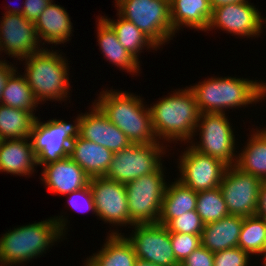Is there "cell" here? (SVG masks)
<instances>
[{
  "instance_id": "8d00e7d4",
  "label": "cell",
  "mask_w": 266,
  "mask_h": 266,
  "mask_svg": "<svg viewBox=\"0 0 266 266\" xmlns=\"http://www.w3.org/2000/svg\"><path fill=\"white\" fill-rule=\"evenodd\" d=\"M180 266H214V253L200 246Z\"/></svg>"
},
{
  "instance_id": "d590c367",
  "label": "cell",
  "mask_w": 266,
  "mask_h": 266,
  "mask_svg": "<svg viewBox=\"0 0 266 266\" xmlns=\"http://www.w3.org/2000/svg\"><path fill=\"white\" fill-rule=\"evenodd\" d=\"M68 195L67 204L70 205V208L80 213H85L84 211H92L96 216L93 193L89 184L84 188L67 194V196Z\"/></svg>"
},
{
  "instance_id": "4fadbf2b",
  "label": "cell",
  "mask_w": 266,
  "mask_h": 266,
  "mask_svg": "<svg viewBox=\"0 0 266 266\" xmlns=\"http://www.w3.org/2000/svg\"><path fill=\"white\" fill-rule=\"evenodd\" d=\"M127 237L137 258L160 265L180 266L173 252L170 232L158 223L134 224Z\"/></svg>"
},
{
  "instance_id": "5bb4252c",
  "label": "cell",
  "mask_w": 266,
  "mask_h": 266,
  "mask_svg": "<svg viewBox=\"0 0 266 266\" xmlns=\"http://www.w3.org/2000/svg\"><path fill=\"white\" fill-rule=\"evenodd\" d=\"M93 193L96 216L113 226L130 225L125 184L102 177L89 180Z\"/></svg>"
},
{
  "instance_id": "4dcf8cb0",
  "label": "cell",
  "mask_w": 266,
  "mask_h": 266,
  "mask_svg": "<svg viewBox=\"0 0 266 266\" xmlns=\"http://www.w3.org/2000/svg\"><path fill=\"white\" fill-rule=\"evenodd\" d=\"M238 247L266 261V221L257 215L244 217Z\"/></svg>"
},
{
  "instance_id": "277c9868",
  "label": "cell",
  "mask_w": 266,
  "mask_h": 266,
  "mask_svg": "<svg viewBox=\"0 0 266 266\" xmlns=\"http://www.w3.org/2000/svg\"><path fill=\"white\" fill-rule=\"evenodd\" d=\"M117 90H103L95 104L132 144L156 143L151 112L140 96ZM139 97V98H138Z\"/></svg>"
},
{
  "instance_id": "60d3db41",
  "label": "cell",
  "mask_w": 266,
  "mask_h": 266,
  "mask_svg": "<svg viewBox=\"0 0 266 266\" xmlns=\"http://www.w3.org/2000/svg\"><path fill=\"white\" fill-rule=\"evenodd\" d=\"M209 1H210L211 8L213 9L223 4L242 2L245 0H209Z\"/></svg>"
},
{
  "instance_id": "4316f807",
  "label": "cell",
  "mask_w": 266,
  "mask_h": 266,
  "mask_svg": "<svg viewBox=\"0 0 266 266\" xmlns=\"http://www.w3.org/2000/svg\"><path fill=\"white\" fill-rule=\"evenodd\" d=\"M253 130L241 153L237 154L236 167L241 171L266 180V134Z\"/></svg>"
},
{
  "instance_id": "f1b7e54d",
  "label": "cell",
  "mask_w": 266,
  "mask_h": 266,
  "mask_svg": "<svg viewBox=\"0 0 266 266\" xmlns=\"http://www.w3.org/2000/svg\"><path fill=\"white\" fill-rule=\"evenodd\" d=\"M115 31L119 43L131 53L139 61V53L146 47L156 50L158 46L147 37L138 27H136L131 21H128L118 16L115 21L113 19L101 16ZM145 47V48H144Z\"/></svg>"
},
{
  "instance_id": "2e32d148",
  "label": "cell",
  "mask_w": 266,
  "mask_h": 266,
  "mask_svg": "<svg viewBox=\"0 0 266 266\" xmlns=\"http://www.w3.org/2000/svg\"><path fill=\"white\" fill-rule=\"evenodd\" d=\"M0 20V48L8 56L21 60L42 50L35 24L22 14L5 13ZM41 47V48H40ZM40 48V49H39Z\"/></svg>"
},
{
  "instance_id": "83f0119b",
  "label": "cell",
  "mask_w": 266,
  "mask_h": 266,
  "mask_svg": "<svg viewBox=\"0 0 266 266\" xmlns=\"http://www.w3.org/2000/svg\"><path fill=\"white\" fill-rule=\"evenodd\" d=\"M37 116L0 104V140L29 138Z\"/></svg>"
},
{
  "instance_id": "b9f144b4",
  "label": "cell",
  "mask_w": 266,
  "mask_h": 266,
  "mask_svg": "<svg viewBox=\"0 0 266 266\" xmlns=\"http://www.w3.org/2000/svg\"><path fill=\"white\" fill-rule=\"evenodd\" d=\"M134 266H160L142 259L137 258V260L135 261Z\"/></svg>"
},
{
  "instance_id": "5b68a950",
  "label": "cell",
  "mask_w": 266,
  "mask_h": 266,
  "mask_svg": "<svg viewBox=\"0 0 266 266\" xmlns=\"http://www.w3.org/2000/svg\"><path fill=\"white\" fill-rule=\"evenodd\" d=\"M63 57L62 54L43 47L42 50L23 58L26 61L23 75L39 104L48 99L62 101L70 97L69 63Z\"/></svg>"
},
{
  "instance_id": "cb8c5ba5",
  "label": "cell",
  "mask_w": 266,
  "mask_h": 266,
  "mask_svg": "<svg viewBox=\"0 0 266 266\" xmlns=\"http://www.w3.org/2000/svg\"><path fill=\"white\" fill-rule=\"evenodd\" d=\"M212 16L209 0H171L170 17L174 33L180 27L207 31Z\"/></svg>"
},
{
  "instance_id": "f35d334b",
  "label": "cell",
  "mask_w": 266,
  "mask_h": 266,
  "mask_svg": "<svg viewBox=\"0 0 266 266\" xmlns=\"http://www.w3.org/2000/svg\"><path fill=\"white\" fill-rule=\"evenodd\" d=\"M256 215L266 221V180L260 184Z\"/></svg>"
},
{
  "instance_id": "52a82bcc",
  "label": "cell",
  "mask_w": 266,
  "mask_h": 266,
  "mask_svg": "<svg viewBox=\"0 0 266 266\" xmlns=\"http://www.w3.org/2000/svg\"><path fill=\"white\" fill-rule=\"evenodd\" d=\"M73 122L49 119L43 123L36 118L29 138L38 166L69 156L71 143L80 135L81 114Z\"/></svg>"
},
{
  "instance_id": "8992f818",
  "label": "cell",
  "mask_w": 266,
  "mask_h": 266,
  "mask_svg": "<svg viewBox=\"0 0 266 266\" xmlns=\"http://www.w3.org/2000/svg\"><path fill=\"white\" fill-rule=\"evenodd\" d=\"M117 16L131 21L157 46L171 40L175 33L168 0H115Z\"/></svg>"
},
{
  "instance_id": "f546056e",
  "label": "cell",
  "mask_w": 266,
  "mask_h": 266,
  "mask_svg": "<svg viewBox=\"0 0 266 266\" xmlns=\"http://www.w3.org/2000/svg\"><path fill=\"white\" fill-rule=\"evenodd\" d=\"M16 70L7 78L2 91L0 104L12 108L23 109L33 114L39 102L27 83L24 75H16Z\"/></svg>"
},
{
  "instance_id": "e0dca14e",
  "label": "cell",
  "mask_w": 266,
  "mask_h": 266,
  "mask_svg": "<svg viewBox=\"0 0 266 266\" xmlns=\"http://www.w3.org/2000/svg\"><path fill=\"white\" fill-rule=\"evenodd\" d=\"M92 104L90 112L81 113L79 136L95 142L113 153L127 148L131 142L126 135L107 118L94 102Z\"/></svg>"
},
{
  "instance_id": "30bf717a",
  "label": "cell",
  "mask_w": 266,
  "mask_h": 266,
  "mask_svg": "<svg viewBox=\"0 0 266 266\" xmlns=\"http://www.w3.org/2000/svg\"><path fill=\"white\" fill-rule=\"evenodd\" d=\"M226 113H201L194 132L200 131V141L189 143L200 153L217 158L229 166L236 165L235 135ZM201 136V137H200ZM235 157V158H234Z\"/></svg>"
},
{
  "instance_id": "ac0fdd59",
  "label": "cell",
  "mask_w": 266,
  "mask_h": 266,
  "mask_svg": "<svg viewBox=\"0 0 266 266\" xmlns=\"http://www.w3.org/2000/svg\"><path fill=\"white\" fill-rule=\"evenodd\" d=\"M42 182L50 192L67 195L86 187L90 177L69 156L43 166Z\"/></svg>"
},
{
  "instance_id": "d6986e66",
  "label": "cell",
  "mask_w": 266,
  "mask_h": 266,
  "mask_svg": "<svg viewBox=\"0 0 266 266\" xmlns=\"http://www.w3.org/2000/svg\"><path fill=\"white\" fill-rule=\"evenodd\" d=\"M35 166L36 155L30 138L0 140V172L30 176Z\"/></svg>"
},
{
  "instance_id": "ab89813d",
  "label": "cell",
  "mask_w": 266,
  "mask_h": 266,
  "mask_svg": "<svg viewBox=\"0 0 266 266\" xmlns=\"http://www.w3.org/2000/svg\"><path fill=\"white\" fill-rule=\"evenodd\" d=\"M6 60H2L0 61V99H1V95H2V91L5 87L7 78L15 71L17 70V68L15 66H11V64L9 65V63H7Z\"/></svg>"
},
{
  "instance_id": "9c48e42d",
  "label": "cell",
  "mask_w": 266,
  "mask_h": 266,
  "mask_svg": "<svg viewBox=\"0 0 266 266\" xmlns=\"http://www.w3.org/2000/svg\"><path fill=\"white\" fill-rule=\"evenodd\" d=\"M160 142L131 143L115 152L105 177L126 185L140 176L155 172L162 165L161 157L166 153L164 144Z\"/></svg>"
},
{
  "instance_id": "484cf974",
  "label": "cell",
  "mask_w": 266,
  "mask_h": 266,
  "mask_svg": "<svg viewBox=\"0 0 266 266\" xmlns=\"http://www.w3.org/2000/svg\"><path fill=\"white\" fill-rule=\"evenodd\" d=\"M197 192L182 184L178 178L166 186L158 224L165 226L171 219L196 210Z\"/></svg>"
},
{
  "instance_id": "f6af8a7d",
  "label": "cell",
  "mask_w": 266,
  "mask_h": 266,
  "mask_svg": "<svg viewBox=\"0 0 266 266\" xmlns=\"http://www.w3.org/2000/svg\"><path fill=\"white\" fill-rule=\"evenodd\" d=\"M266 134V128L261 129Z\"/></svg>"
},
{
  "instance_id": "1f68e13d",
  "label": "cell",
  "mask_w": 266,
  "mask_h": 266,
  "mask_svg": "<svg viewBox=\"0 0 266 266\" xmlns=\"http://www.w3.org/2000/svg\"><path fill=\"white\" fill-rule=\"evenodd\" d=\"M196 212L204 224L218 221L230 215L220 187L197 192Z\"/></svg>"
},
{
  "instance_id": "7a4b0ae2",
  "label": "cell",
  "mask_w": 266,
  "mask_h": 266,
  "mask_svg": "<svg viewBox=\"0 0 266 266\" xmlns=\"http://www.w3.org/2000/svg\"><path fill=\"white\" fill-rule=\"evenodd\" d=\"M188 88L193 92L200 113H225V109L256 104L266 97L264 81L231 76L211 77Z\"/></svg>"
},
{
  "instance_id": "d6a6232c",
  "label": "cell",
  "mask_w": 266,
  "mask_h": 266,
  "mask_svg": "<svg viewBox=\"0 0 266 266\" xmlns=\"http://www.w3.org/2000/svg\"><path fill=\"white\" fill-rule=\"evenodd\" d=\"M204 225L196 210H192L171 219L165 227L170 233L201 235Z\"/></svg>"
},
{
  "instance_id": "ffe728a7",
  "label": "cell",
  "mask_w": 266,
  "mask_h": 266,
  "mask_svg": "<svg viewBox=\"0 0 266 266\" xmlns=\"http://www.w3.org/2000/svg\"><path fill=\"white\" fill-rule=\"evenodd\" d=\"M114 153L107 148L78 136L71 143L69 157L90 177H102L108 172Z\"/></svg>"
},
{
  "instance_id": "836d02e7",
  "label": "cell",
  "mask_w": 266,
  "mask_h": 266,
  "mask_svg": "<svg viewBox=\"0 0 266 266\" xmlns=\"http://www.w3.org/2000/svg\"><path fill=\"white\" fill-rule=\"evenodd\" d=\"M170 238L174 255L180 264L201 246V235L170 233Z\"/></svg>"
},
{
  "instance_id": "e575fe53",
  "label": "cell",
  "mask_w": 266,
  "mask_h": 266,
  "mask_svg": "<svg viewBox=\"0 0 266 266\" xmlns=\"http://www.w3.org/2000/svg\"><path fill=\"white\" fill-rule=\"evenodd\" d=\"M250 254L240 247L214 253V266H248Z\"/></svg>"
},
{
  "instance_id": "7bdbcfd3",
  "label": "cell",
  "mask_w": 266,
  "mask_h": 266,
  "mask_svg": "<svg viewBox=\"0 0 266 266\" xmlns=\"http://www.w3.org/2000/svg\"><path fill=\"white\" fill-rule=\"evenodd\" d=\"M23 9H24V7H14L13 8V6H12V8L9 6L8 7V11L6 10V12L5 13H11V14H23Z\"/></svg>"
},
{
  "instance_id": "603a6c76",
  "label": "cell",
  "mask_w": 266,
  "mask_h": 266,
  "mask_svg": "<svg viewBox=\"0 0 266 266\" xmlns=\"http://www.w3.org/2000/svg\"><path fill=\"white\" fill-rule=\"evenodd\" d=\"M108 234L101 250L87 258L84 266H134L137 256L127 236L118 231Z\"/></svg>"
},
{
  "instance_id": "d4e9b609",
  "label": "cell",
  "mask_w": 266,
  "mask_h": 266,
  "mask_svg": "<svg viewBox=\"0 0 266 266\" xmlns=\"http://www.w3.org/2000/svg\"><path fill=\"white\" fill-rule=\"evenodd\" d=\"M97 38L100 50L106 60L113 65L126 70L127 73H138L140 61L127 51L118 41L117 35L112 27L102 18H98Z\"/></svg>"
},
{
  "instance_id": "8fae6325",
  "label": "cell",
  "mask_w": 266,
  "mask_h": 266,
  "mask_svg": "<svg viewBox=\"0 0 266 266\" xmlns=\"http://www.w3.org/2000/svg\"><path fill=\"white\" fill-rule=\"evenodd\" d=\"M261 179L229 166L219 185L230 215H256Z\"/></svg>"
},
{
  "instance_id": "7402d4cb",
  "label": "cell",
  "mask_w": 266,
  "mask_h": 266,
  "mask_svg": "<svg viewBox=\"0 0 266 266\" xmlns=\"http://www.w3.org/2000/svg\"><path fill=\"white\" fill-rule=\"evenodd\" d=\"M243 219V216L228 215L205 224L201 233V246L213 253L238 247Z\"/></svg>"
},
{
  "instance_id": "ba28073f",
  "label": "cell",
  "mask_w": 266,
  "mask_h": 266,
  "mask_svg": "<svg viewBox=\"0 0 266 266\" xmlns=\"http://www.w3.org/2000/svg\"><path fill=\"white\" fill-rule=\"evenodd\" d=\"M162 166L155 172L140 176L125 185L130 226L158 223L167 186Z\"/></svg>"
},
{
  "instance_id": "44dd1931",
  "label": "cell",
  "mask_w": 266,
  "mask_h": 266,
  "mask_svg": "<svg viewBox=\"0 0 266 266\" xmlns=\"http://www.w3.org/2000/svg\"><path fill=\"white\" fill-rule=\"evenodd\" d=\"M49 4L36 20L35 29L40 43L44 40L47 44H64L71 40L72 22L68 12L53 3Z\"/></svg>"
},
{
  "instance_id": "6da1fadb",
  "label": "cell",
  "mask_w": 266,
  "mask_h": 266,
  "mask_svg": "<svg viewBox=\"0 0 266 266\" xmlns=\"http://www.w3.org/2000/svg\"><path fill=\"white\" fill-rule=\"evenodd\" d=\"M67 218L48 220L14 228L0 237V266H13L37 258L66 234ZM54 243V244H53Z\"/></svg>"
},
{
  "instance_id": "9a60e30c",
  "label": "cell",
  "mask_w": 266,
  "mask_h": 266,
  "mask_svg": "<svg viewBox=\"0 0 266 266\" xmlns=\"http://www.w3.org/2000/svg\"><path fill=\"white\" fill-rule=\"evenodd\" d=\"M261 13L248 0L228 3L212 9L207 31L218 28L240 37L261 35Z\"/></svg>"
},
{
  "instance_id": "3957f363",
  "label": "cell",
  "mask_w": 266,
  "mask_h": 266,
  "mask_svg": "<svg viewBox=\"0 0 266 266\" xmlns=\"http://www.w3.org/2000/svg\"><path fill=\"white\" fill-rule=\"evenodd\" d=\"M159 100L149 108L153 131L158 141L193 142L201 114L193 92L185 87Z\"/></svg>"
},
{
  "instance_id": "7c38bea8",
  "label": "cell",
  "mask_w": 266,
  "mask_h": 266,
  "mask_svg": "<svg viewBox=\"0 0 266 266\" xmlns=\"http://www.w3.org/2000/svg\"><path fill=\"white\" fill-rule=\"evenodd\" d=\"M178 159V168L182 184L195 192L219 187L227 165L217 158L200 153L191 146Z\"/></svg>"
},
{
  "instance_id": "74e56055",
  "label": "cell",
  "mask_w": 266,
  "mask_h": 266,
  "mask_svg": "<svg viewBox=\"0 0 266 266\" xmlns=\"http://www.w3.org/2000/svg\"><path fill=\"white\" fill-rule=\"evenodd\" d=\"M53 0H25L23 3V16L32 22H36L40 14L45 8L51 4Z\"/></svg>"
},
{
  "instance_id": "ee69618b",
  "label": "cell",
  "mask_w": 266,
  "mask_h": 266,
  "mask_svg": "<svg viewBox=\"0 0 266 266\" xmlns=\"http://www.w3.org/2000/svg\"><path fill=\"white\" fill-rule=\"evenodd\" d=\"M260 24H261V33H262V31H263V30H262V29H263L262 27H263L264 24H266V19H265V18L263 19L262 16H261V22H260ZM265 26H266V25H265ZM265 28H266V27H265Z\"/></svg>"
}]
</instances>
